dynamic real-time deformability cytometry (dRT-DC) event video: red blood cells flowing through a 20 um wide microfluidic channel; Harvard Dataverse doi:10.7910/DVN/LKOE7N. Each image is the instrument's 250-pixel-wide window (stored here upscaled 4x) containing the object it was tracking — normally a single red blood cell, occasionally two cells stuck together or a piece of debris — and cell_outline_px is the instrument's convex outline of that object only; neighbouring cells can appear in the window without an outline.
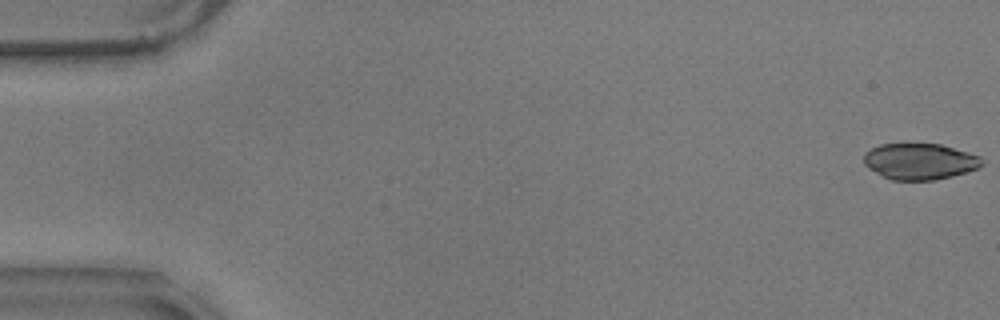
{"species": "common noctule bat (a hibernating species)", "species_latin": "Nyctalus noctula", "temperature_condition": "warm", "stored_images_in_passage": 57, "camera_frame_rate_fps": 3000, "um_per_image_px": 0.085, "animal": {"sex": "male", "body_mass_g": 17.9}, "frame": {"image": 1, "passage_image": 1, "time_ms": 0.0, "image_size_px": [1000, 320], "cell_outline_px": [[984, 164], [980, 168], [952, 176], [936, 180], [892, 180], [868, 168], [864, 164], [864, 152], [880, 144], [904, 140], [940, 144], [980, 156]], "centroid_in_image_um": [78.15, 13.67], "position_along_channel_um": 6.8, "area_um2": 25.72}}
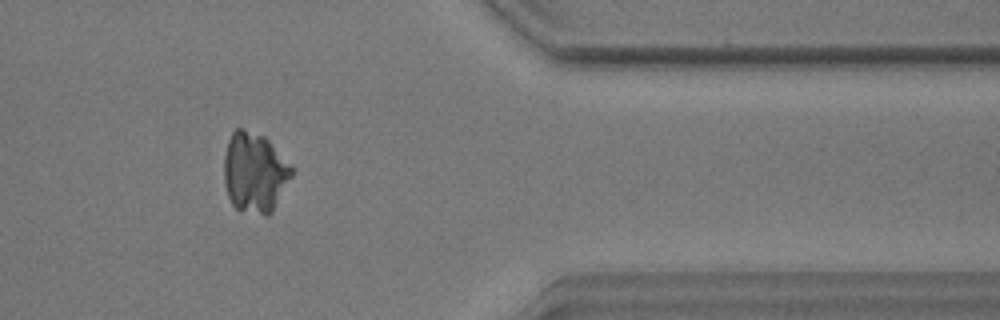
{"frame": {"image": 2, "passage_image": 47, "time_ms": 15.333, "image_size_px": [1000, 320], "cell_outline_px": [[292, 176], [272, 212], [268, 216], [264, 216], [236, 208], [232, 204], [228, 196], [224, 180], [224, 156], [228, 140], [232, 132], [236, 128], [244, 128], [264, 136], [292, 164]], "centroid_in_image_um": [21.65, 14.65], "position_along_channel_um": 389.8, "area_um2": 31.73}}
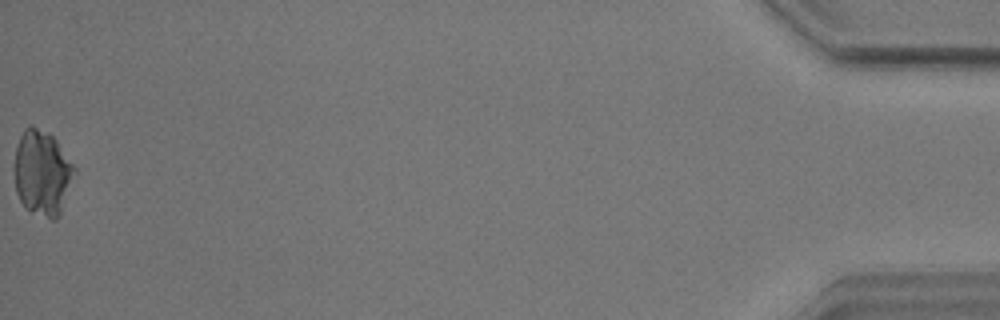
{"frame": {"image": 3, "passage_image": 57, "time_ms": 18.667, "image_size_px": [1000, 320], "cell_outline_px": [[76, 172], [60, 216], [56, 220], [52, 220], [28, 208], [20, 200], [16, 192], [16, 144], [24, 128], [32, 124], [48, 132], [56, 140], [76, 168]], "centroid_in_image_um": [3.63, 14.67], "position_along_channel_um": 431.6, "area_um2": 29.59}}